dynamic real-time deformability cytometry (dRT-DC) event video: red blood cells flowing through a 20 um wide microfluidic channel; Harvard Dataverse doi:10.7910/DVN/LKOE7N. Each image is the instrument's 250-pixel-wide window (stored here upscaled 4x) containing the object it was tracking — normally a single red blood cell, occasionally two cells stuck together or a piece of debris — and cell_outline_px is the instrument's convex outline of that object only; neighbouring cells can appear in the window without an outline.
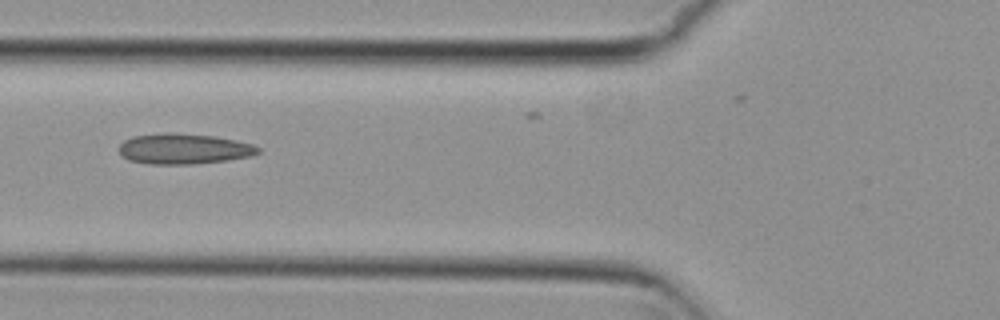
{"species": "common noctule bat (a hibernating species)", "species_latin": "Nyctalus noctula", "temperature_condition": "cold", "stored_images_in_passage": 10, "camera_frame_rate_fps": 3000, "um_per_image_px": 0.085, "animal": {"sex": "female", "body_mass_g": 29.2, "forearm_length_mm": 56.3}, "frame": {"image": 1, "passage_image": 7, "time_ms": 2.0, "image_size_px": [1000, 320], "cell_outline_px": [[260, 152], [252, 156], [228, 160], [192, 164], [152, 164], [128, 160], [120, 156], [120, 144], [124, 140], [132, 136], [164, 132], [168, 132], [212, 136], [236, 140], [252, 144], [260, 148]], "centroid_in_image_um": [15.61, 12.65], "position_along_channel_um": 110.2, "area_um2": 24.8}}
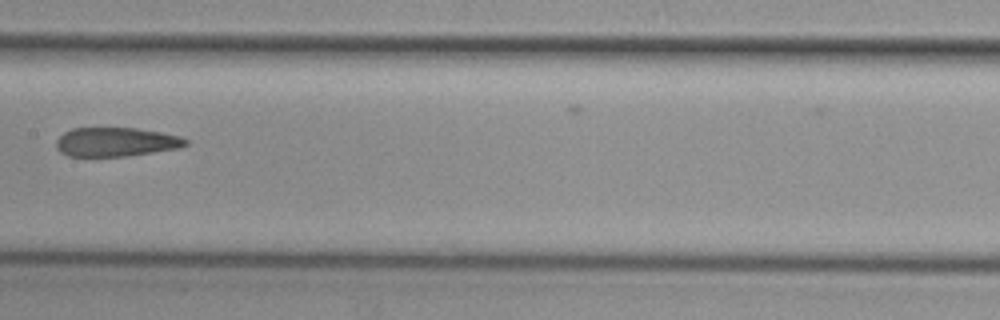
{"frame": {"image": 2, "passage_image": 9, "time_ms": 2.667, "image_size_px": [1000, 320], "cell_outline_px": [[188, 144], [180, 148], [128, 156], [68, 156], [60, 152], [56, 148], [56, 140], [64, 132], [72, 128], [136, 128], [160, 132], [180, 136], [188, 140]], "centroid_in_image_um": [9.86, 12.07], "position_along_channel_um": 197.5, "area_um2": 21.96}}
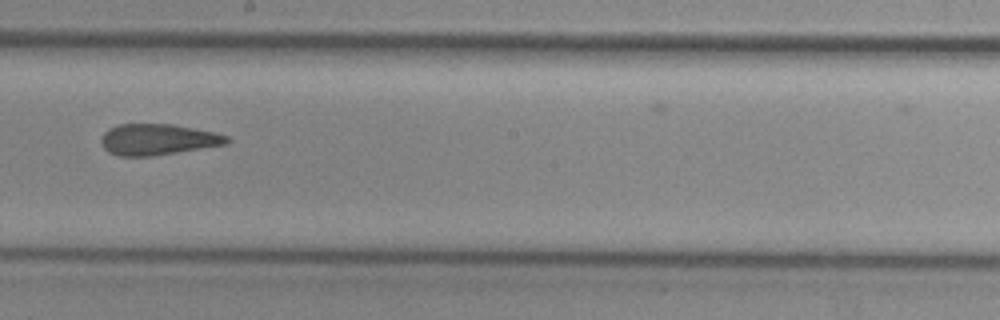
{"frame": {"image": 3, "passage_image": 10, "time_ms": 3.0, "image_size_px": [1000, 320], "cell_outline_px": [[232, 140], [228, 144], [152, 156], [120, 156], [108, 152], [104, 148], [100, 140], [100, 136], [108, 128], [120, 124], [172, 124], [212, 132], [228, 136]], "centroid_in_image_um": [13.39, 11.86], "position_along_channel_um": 234.8, "area_um2": 22.77}}